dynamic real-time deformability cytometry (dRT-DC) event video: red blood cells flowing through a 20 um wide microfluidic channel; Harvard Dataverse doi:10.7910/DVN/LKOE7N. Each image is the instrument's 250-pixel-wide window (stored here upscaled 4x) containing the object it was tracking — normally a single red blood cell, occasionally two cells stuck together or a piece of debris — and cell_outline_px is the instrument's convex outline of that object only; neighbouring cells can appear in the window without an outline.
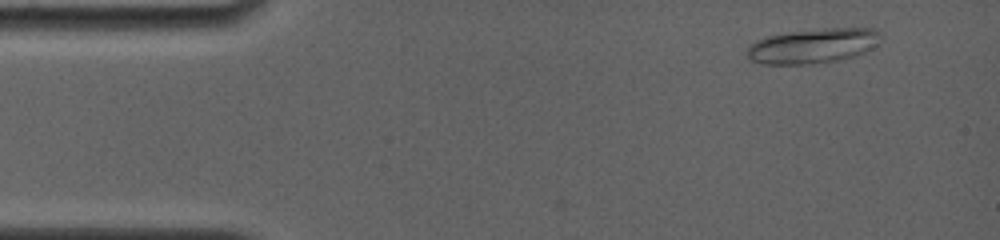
{"species": "common noctule bat (a hibernating species)", "species_latin": "Nyctalus noctula", "temperature_condition": "room temperature", "stored_images_in_passage": 59, "camera_frame_rate_fps": 4000, "um_per_image_px": 0.085, "animal": {"sex": "female", "body_mass_g": 19.0, "forearm_length_mm": 56.7}, "frame": {"image": 1, "passage_image": 1, "time_ms": 0.0, "image_size_px": [1000, 240], "cell_outline_px": [[880, 36], [876, 44], [864, 52], [856, 56], [836, 60], [804, 64], [760, 64], [748, 60], [748, 48], [756, 40], [768, 36], [788, 32], [824, 28], [872, 28], [880, 32]], "centroid_in_image_um": [69.07, 3.89], "position_along_channel_um": 15.9, "area_um2": 26.88}}
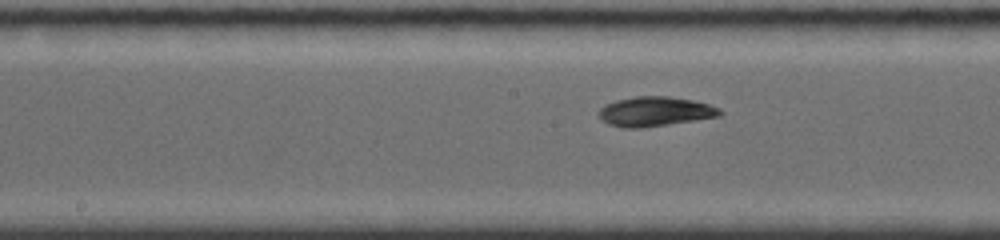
{"frame": {"image": 2, "passage_image": 28, "time_ms": 6.75, "image_size_px": [1000, 240], "cell_outline_px": [[724, 112], [720, 116], [668, 124], [640, 128], [624, 128], [608, 124], [600, 116], [600, 108], [604, 104], [616, 100], [636, 96], [668, 96], [692, 100], [708, 104], [720, 108]], "centroid_in_image_um": [55.69, 9.47], "position_along_channel_um": 192.5, "area_um2": 20.75}}
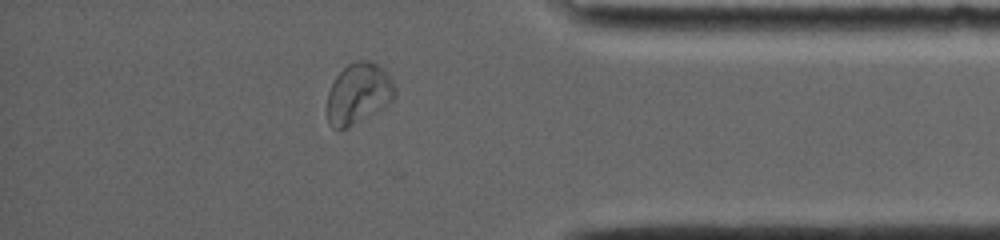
{"frame": {"image": 3, "passage_image": 51, "time_ms": 12.5, "image_size_px": [1000, 240], "cell_outline_px": [[396, 96], [392, 100], [376, 112], [344, 128], [332, 128], [328, 124], [328, 92], [336, 76], [348, 64], [356, 60], [368, 60], [384, 68], [388, 72], [396, 88]], "centroid_in_image_um": [30.49, 7.92], "position_along_channel_um": 404.7, "area_um2": 23.81}, "authors_computed_cell_mechanics": {"area_um2": 20.9814, "velocity_mm_per_s": 3.8722, "shape_relaxation_time_tau1_ms": 4.1505, "shape_relaxation_time_tau2_ms": 1.7798, "deformation_change_tau1": 0.1609, "deformation_change_tau2": 0.0527}}